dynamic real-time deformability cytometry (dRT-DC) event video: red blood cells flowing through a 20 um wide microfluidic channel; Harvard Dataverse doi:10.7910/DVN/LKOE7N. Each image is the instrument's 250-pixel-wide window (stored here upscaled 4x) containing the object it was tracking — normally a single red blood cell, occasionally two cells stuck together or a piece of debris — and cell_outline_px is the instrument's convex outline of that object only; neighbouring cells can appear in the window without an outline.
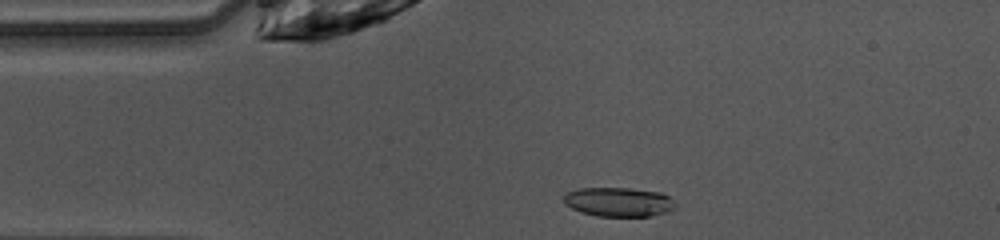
{"species": "common noctule bat (a hibernating species)", "species_latin": "Nyctalus noctula", "temperature_condition": "warm", "stored_images_in_passage": 40, "camera_frame_rate_fps": 3000, "um_per_image_px": 0.085, "animal": {"sex": "female", "body_mass_g": 10.0, "forearm_length_mm": 53.1}, "frame": {"image": 1, "passage_image": 1, "time_ms": 0.0, "image_size_px": [1000, 240], "cell_outline_px": [[676, 208], [652, 216], [596, 216], [580, 212], [564, 204], [564, 196], [568, 192], [580, 188], [628, 188], [660, 192], [668, 196], [676, 204]], "centroid_in_image_um": [52.58, 17.17], "position_along_channel_um": 32.4, "area_um2": 18.96}}
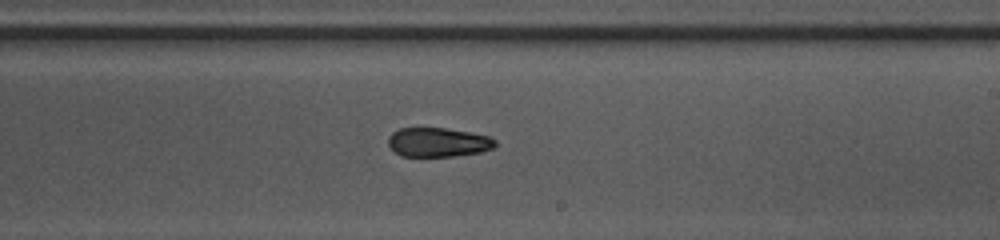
{"frame": {"image": 2, "passage_image": 19, "time_ms": 6.0, "image_size_px": [1000, 240], "cell_outline_px": [[496, 148], [480, 152], [452, 156], [400, 156], [388, 144], [388, 136], [392, 132], [400, 128], [444, 128], [468, 132], [488, 136], [496, 140]], "centroid_in_image_um": [37.24, 12.09], "position_along_channel_um": 251.8, "area_um2": 18.15}}
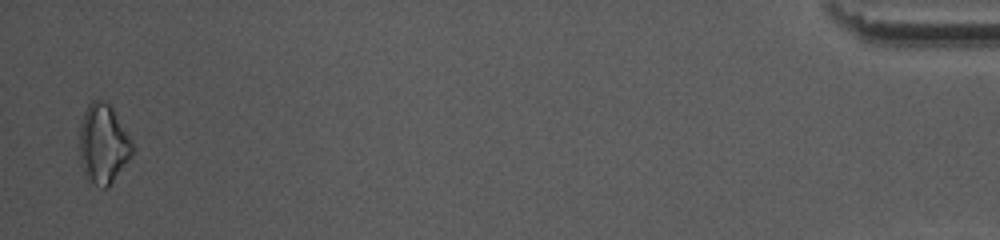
{"frame": {"image": 3, "passage_image": 39, "time_ms": 12.667, "image_size_px": [1000, 240], "cell_outline_px": [[132, 156], [108, 188], [100, 188], [88, 184], [84, 176], [80, 164], [80, 120], [88, 104], [92, 100], [104, 100], [112, 108], [132, 140]], "centroid_in_image_um": [8.75, 12.29], "position_along_channel_um": 426.5, "area_um2": 24.91}, "authors_computed_cell_mechanics": {"area_um2": 19.363, "velocity_mm_per_s": 4.0726, "shape_relaxation_time_tau1_ms": null, "shape_relaxation_time_tau2_ms": 4.3755, "deformation_change_tau1": null, "deformation_change_tau2": 0.1131}}